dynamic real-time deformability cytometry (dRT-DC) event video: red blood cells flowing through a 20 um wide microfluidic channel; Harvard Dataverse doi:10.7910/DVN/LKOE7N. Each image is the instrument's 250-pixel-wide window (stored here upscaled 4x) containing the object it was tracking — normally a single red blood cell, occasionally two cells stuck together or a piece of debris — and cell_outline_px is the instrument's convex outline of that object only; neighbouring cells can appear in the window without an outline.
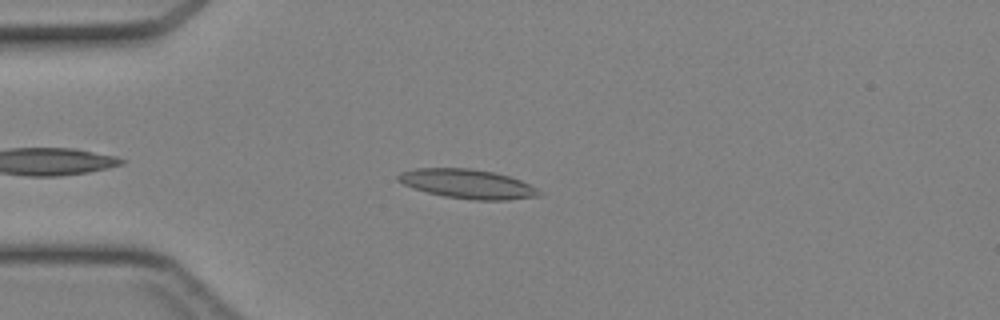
{"species": "Egyptian fruit bat (a non-hibernating species)", "species_latin": "Rousettus aegyptiacus", "temperature_condition": "cold", "stored_images_in_passage": 4, "camera_frame_rate_fps": 3000, "um_per_image_px": 0.085, "animal": {"sex": "female"}, "frame": {"image": 1, "passage_image": 4, "time_ms": 1.0, "image_size_px": [1000, 320], "cell_outline_px": [[544, 196], [508, 200], [476, 200], [444, 196], [428, 192], [404, 184], [396, 180], [396, 176], [400, 172], [416, 168], [472, 168], [492, 172], [508, 176], [520, 180], [544, 192]], "centroid_in_image_um": [39.78, 15.63], "position_along_channel_um": 45.2, "area_um2": 24.04}}